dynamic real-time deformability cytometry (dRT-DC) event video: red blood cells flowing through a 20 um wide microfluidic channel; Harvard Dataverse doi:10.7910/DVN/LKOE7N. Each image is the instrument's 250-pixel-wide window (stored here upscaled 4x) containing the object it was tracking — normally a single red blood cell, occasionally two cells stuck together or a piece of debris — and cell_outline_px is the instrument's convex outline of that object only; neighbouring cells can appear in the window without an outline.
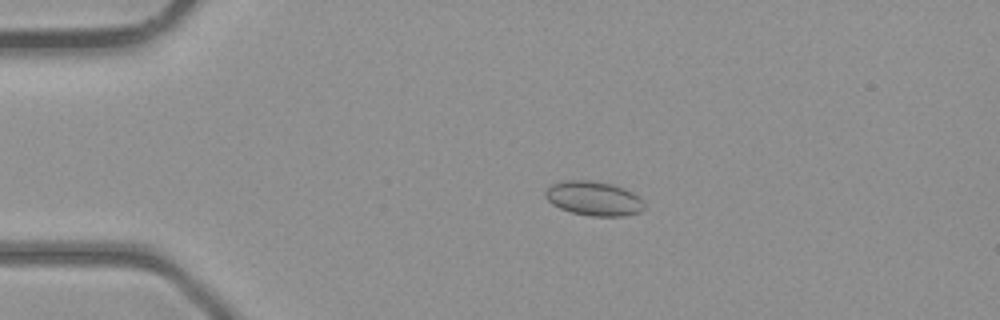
{"species": "common noctule bat (a hibernating species)", "species_latin": "Nyctalus noctula", "temperature_condition": "room temperature", "stored_images_in_passage": 4, "camera_frame_rate_fps": 3000, "um_per_image_px": 0.085, "animal": {"sex": "male", "body_mass_g": 23.1, "forearm_length_mm": 52.7}, "frame": {"image": 1, "passage_image": 3, "time_ms": 2.333, "image_size_px": [1000, 320], "cell_outline_px": [[644, 208], [640, 212], [624, 216], [592, 216], [572, 212], [560, 208], [552, 204], [544, 196], [544, 192], [548, 184], [560, 180], [588, 180], [612, 184], [624, 188], [640, 196], [644, 200]], "centroid_in_image_um": [50.45, 16.85], "position_along_channel_um": 34.6, "area_um2": 20.11}}